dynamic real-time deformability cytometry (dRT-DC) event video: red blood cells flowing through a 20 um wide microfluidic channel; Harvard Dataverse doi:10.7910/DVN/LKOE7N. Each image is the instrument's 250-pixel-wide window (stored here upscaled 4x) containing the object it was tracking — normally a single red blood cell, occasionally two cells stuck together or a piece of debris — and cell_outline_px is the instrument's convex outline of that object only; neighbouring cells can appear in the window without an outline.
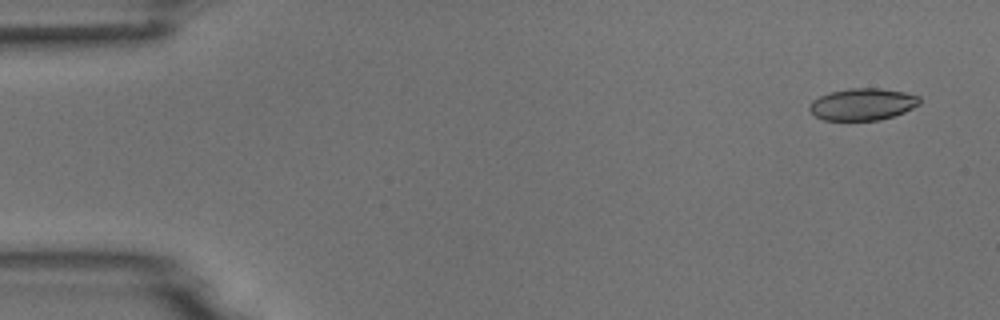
{"species": "common noctule bat (a hibernating species)", "species_latin": "Nyctalus noctula", "temperature_condition": "room temperature", "stored_images_in_passage": 10, "camera_frame_rate_fps": 3000, "um_per_image_px": 0.085, "animal": {"sex": "male", "body_mass_g": 18.8}, "frame": {"image": 1, "passage_image": 1, "time_ms": 0.0, "image_size_px": [1000, 320], "cell_outline_px": [[920, 104], [904, 112], [880, 120], [824, 120], [816, 116], [808, 108], [812, 100], [820, 96], [832, 92], [848, 88], [880, 88], [904, 92], [920, 96]], "centroid_in_image_um": [73.33, 8.86], "position_along_channel_um": 11.7, "area_um2": 20.4}}
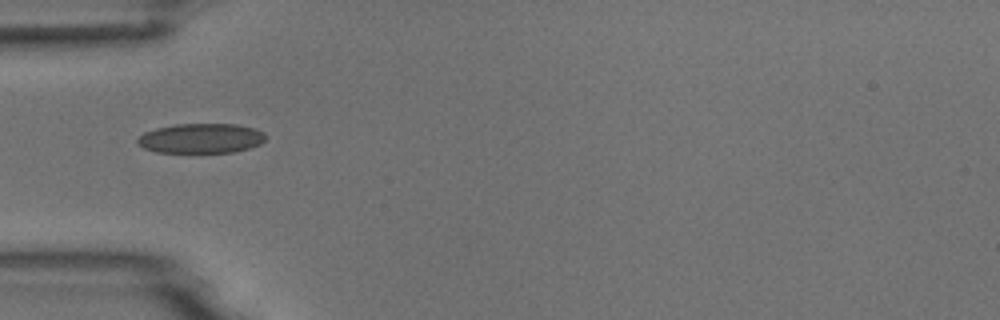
{"frame": {"image": 2, "passage_image": 4, "time_ms": 4.667, "image_size_px": [1000, 320], "cell_outline_px": [[264, 140], [260, 144], [248, 148], [232, 152], [156, 152], [144, 148], [136, 144], [136, 140], [144, 132], [156, 128], [176, 124], [236, 124], [256, 128], [264, 132]], "centroid_in_image_um": [17.07, 11.75], "position_along_channel_um": 67.9, "area_um2": 22.2}}
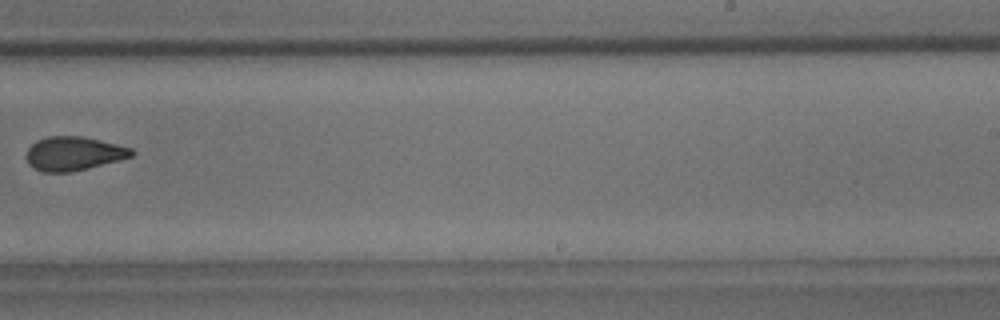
{"frame": {"image": 3, "passage_image": 9, "time_ms": 10.333, "image_size_px": [1000, 320], "cell_outline_px": [[136, 152], [132, 156], [88, 168], [72, 172], [44, 172], [32, 168], [28, 164], [24, 156], [28, 148], [36, 140], [48, 136], [84, 136], [132, 148]], "centroid_in_image_um": [6.21, 13.05], "position_along_channel_um": 282.8, "area_um2": 20.92}}